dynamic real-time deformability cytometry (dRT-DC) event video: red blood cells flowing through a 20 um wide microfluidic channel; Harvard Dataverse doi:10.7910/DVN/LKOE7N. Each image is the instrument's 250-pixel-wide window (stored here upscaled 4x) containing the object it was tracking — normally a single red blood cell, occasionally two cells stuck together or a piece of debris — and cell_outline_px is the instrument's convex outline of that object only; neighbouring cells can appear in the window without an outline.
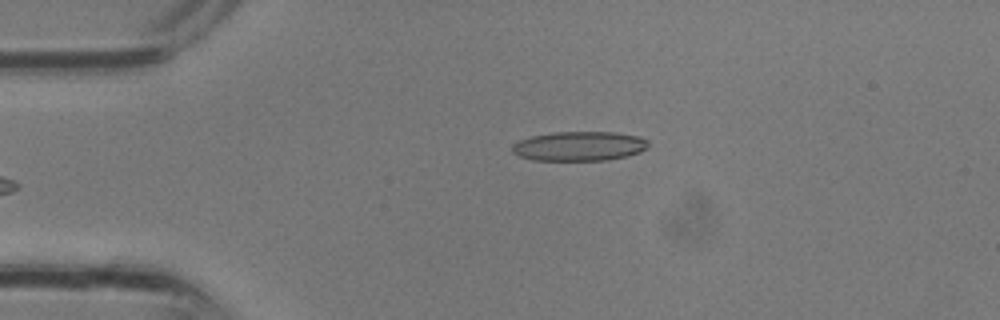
{"species": "common noctule bat (a hibernating species)", "species_latin": "Nyctalus noctula", "temperature_condition": "room temperature", "stored_images_in_passage": 4, "camera_frame_rate_fps": 3000, "um_per_image_px": 0.085, "animal": {"sex": "male", "body_mass_g": 13.3}, "frame": {"image": 1, "passage_image": 4, "time_ms": 1.0, "image_size_px": [1000, 320], "cell_outline_px": [[648, 148], [640, 152], [628, 156], [608, 160], [532, 160], [520, 156], [512, 152], [512, 144], [520, 140], [532, 136], [552, 132], [616, 132], [640, 136], [648, 140]], "centroid_in_image_um": [49.27, 12.42], "position_along_channel_um": 35.7, "area_um2": 23.52}}